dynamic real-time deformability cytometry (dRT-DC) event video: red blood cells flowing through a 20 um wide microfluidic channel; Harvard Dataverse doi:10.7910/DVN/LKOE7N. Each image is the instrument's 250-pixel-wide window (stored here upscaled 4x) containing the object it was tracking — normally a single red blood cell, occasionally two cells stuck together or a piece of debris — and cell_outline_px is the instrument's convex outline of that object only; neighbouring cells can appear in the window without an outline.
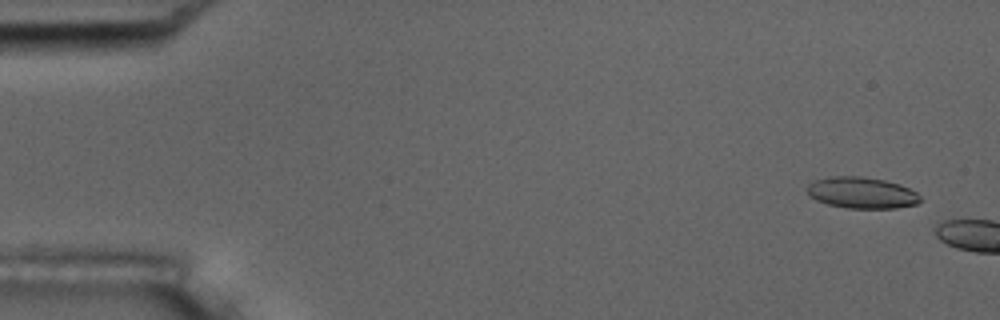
{"species": "common noctule bat (a hibernating species)", "species_latin": "Nyctalus noctula", "temperature_condition": "room temperature", "stored_images_in_passage": 7, "camera_frame_rate_fps": 3000, "um_per_image_px": 0.085, "animal": {"sex": "male", "body_mass_g": 17.5, "forearm_length_mm": 52.3}, "frame": {"image": 1, "passage_image": 3, "time_ms": 0.667, "image_size_px": [1000, 320], "cell_outline_px": [[920, 200], [916, 204], [896, 208], [848, 208], [828, 204], [816, 200], [808, 196], [804, 188], [812, 180], [832, 176], [864, 176], [884, 180], [900, 184], [916, 192], [920, 196]], "centroid_in_image_um": [73.18, 16.37], "position_along_channel_um": 11.8, "area_um2": 20.87}}